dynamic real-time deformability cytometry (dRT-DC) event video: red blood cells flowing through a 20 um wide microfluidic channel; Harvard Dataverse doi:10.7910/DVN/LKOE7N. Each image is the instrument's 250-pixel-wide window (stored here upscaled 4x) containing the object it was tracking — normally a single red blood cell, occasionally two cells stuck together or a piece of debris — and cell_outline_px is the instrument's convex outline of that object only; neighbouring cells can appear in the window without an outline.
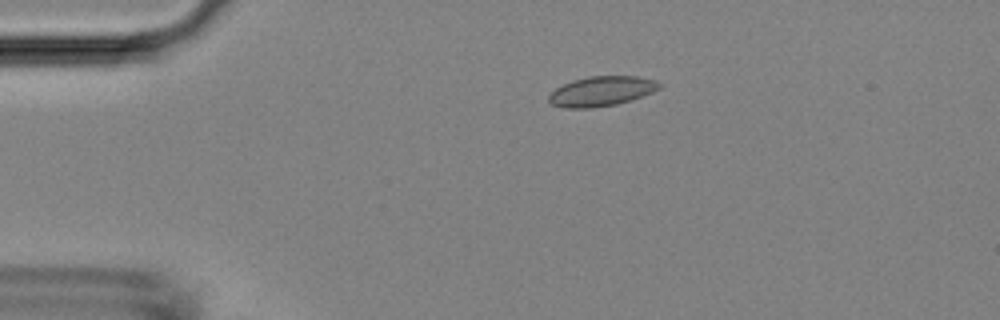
{"species": "Egyptian fruit bat (a non-hibernating species)", "species_latin": "Rousettus aegyptiacus", "temperature_condition": "room temperature", "stored_images_in_passage": 6, "camera_frame_rate_fps": 3000, "um_per_image_px": 0.085, "animal": {"sex": "female"}, "frame": {"image": 1, "passage_image": 3, "time_ms": 2.333, "image_size_px": [1000, 320], "cell_outline_px": [[664, 84], [660, 88], [652, 92], [616, 104], [592, 108], [564, 108], [552, 104], [548, 100], [548, 96], [556, 88], [572, 80], [588, 76], [636, 76], [656, 80]], "centroid_in_image_um": [51.12, 7.74], "position_along_channel_um": 33.9, "area_um2": 19.13}}
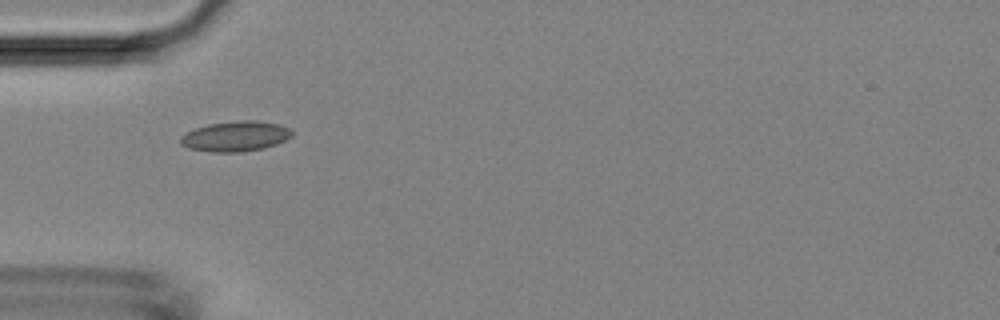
{"frame": {"image": 2, "passage_image": 4, "time_ms": 4.0, "image_size_px": [1000, 320], "cell_outline_px": [[292, 136], [276, 144], [264, 148], [240, 152], [212, 152], [188, 148], [180, 144], [180, 136], [196, 128], [208, 124], [236, 120], [256, 120], [280, 124], [288, 128], [292, 132]], "centroid_in_image_um": [20.01, 11.58], "position_along_channel_um": 65.0, "area_um2": 19.65}}
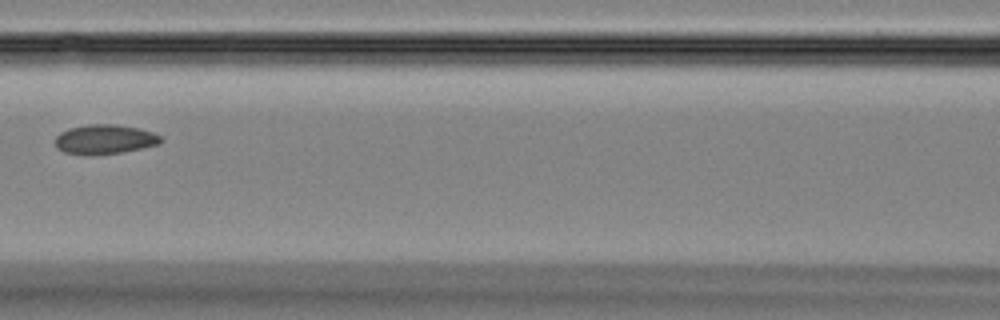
{"frame": {"image": 3, "passage_image": 6, "time_ms": 6.333, "image_size_px": [1000, 320], "cell_outline_px": [[164, 140], [160, 144], [120, 152], [92, 156], [80, 156], [64, 152], [56, 148], [56, 136], [60, 132], [72, 128], [88, 124], [116, 124], [140, 128], [152, 132], [160, 136]], "centroid_in_image_um": [8.89, 11.86], "position_along_channel_um": 157.7, "area_um2": 18.38}}